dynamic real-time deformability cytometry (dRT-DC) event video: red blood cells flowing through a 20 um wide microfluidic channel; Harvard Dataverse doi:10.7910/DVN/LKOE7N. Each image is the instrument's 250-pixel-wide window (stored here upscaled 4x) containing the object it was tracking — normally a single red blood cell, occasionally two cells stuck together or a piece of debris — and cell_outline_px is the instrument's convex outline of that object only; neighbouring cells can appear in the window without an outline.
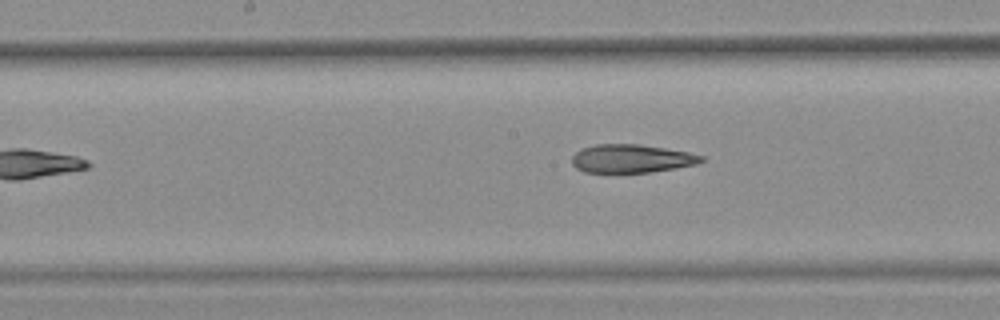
{"species": "common noctule bat (a hibernating species)", "species_latin": "Nyctalus noctula", "temperature_condition": "warm", "stored_images_in_passage": 5, "camera_frame_rate_fps": 3000, "um_per_image_px": 0.085, "animal": {"sex": "female", "body_mass_g": 25.1}, "frame": {"image": 1, "passage_image": 5, "time_ms": 1.333, "image_size_px": [1000, 320], "cell_outline_px": [[704, 160], [696, 164], [648, 172], [584, 172], [576, 168], [572, 164], [572, 156], [576, 152], [584, 148], [596, 144], [640, 144], [688, 152], [704, 156]], "centroid_in_image_um": [53.65, 13.47], "position_along_channel_um": 194.5, "area_um2": 21.1}}